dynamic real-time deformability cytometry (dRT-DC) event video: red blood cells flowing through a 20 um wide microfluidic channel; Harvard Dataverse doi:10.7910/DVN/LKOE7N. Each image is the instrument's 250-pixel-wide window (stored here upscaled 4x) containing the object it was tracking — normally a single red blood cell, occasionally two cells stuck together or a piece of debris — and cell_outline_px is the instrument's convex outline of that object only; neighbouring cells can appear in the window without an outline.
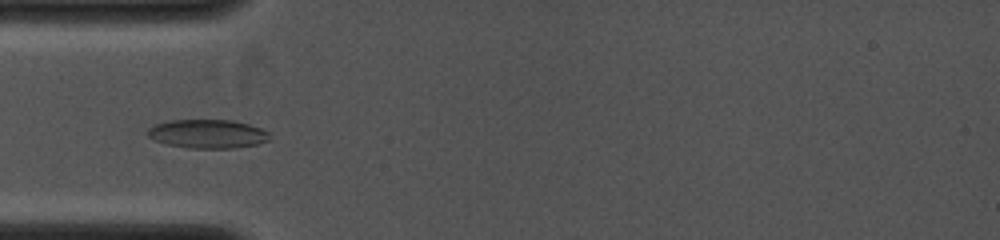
{"species": "common noctule bat (a hibernating species)", "species_latin": "Nyctalus noctula", "temperature_condition": "cold", "stored_images_in_passage": 24, "camera_frame_rate_fps": 4000, "um_per_image_px": 0.085, "animal": {"sex": "female", "body_mass_g": 19.0, "forearm_length_mm": 53.3}, "frame": {"image": 1, "passage_image": 20, "time_ms": 4.25, "image_size_px": [1000, 240], "cell_outline_px": [[268, 140], [256, 144], [232, 148], [188, 148], [168, 144], [156, 140], [148, 136], [148, 128], [156, 124], [168, 120], [232, 120], [248, 124], [260, 128], [268, 132]], "centroid_in_image_um": [17.63, 11.37], "position_along_channel_um": 67.4, "area_um2": 20.17}}
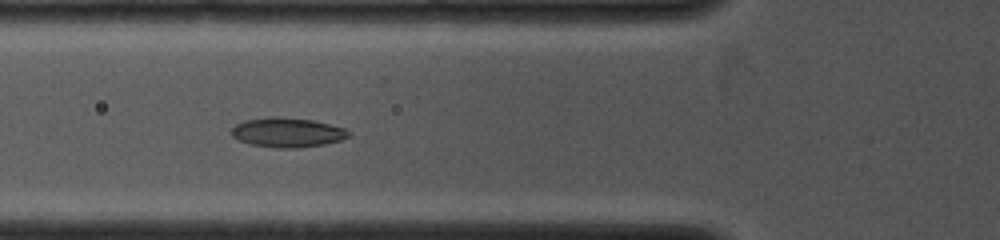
{"frame": {"image": 2, "passage_image": 23, "time_ms": 5.0, "image_size_px": [1000, 240], "cell_outline_px": [[352, 136], [340, 140], [324, 144], [296, 148], [272, 148], [252, 144], [240, 140], [232, 136], [232, 128], [236, 124], [244, 120], [268, 116], [284, 116], [312, 120], [344, 128], [352, 132]], "centroid_in_image_um": [24.44, 11.24], "position_along_channel_um": 101.4, "area_um2": 20.35}}